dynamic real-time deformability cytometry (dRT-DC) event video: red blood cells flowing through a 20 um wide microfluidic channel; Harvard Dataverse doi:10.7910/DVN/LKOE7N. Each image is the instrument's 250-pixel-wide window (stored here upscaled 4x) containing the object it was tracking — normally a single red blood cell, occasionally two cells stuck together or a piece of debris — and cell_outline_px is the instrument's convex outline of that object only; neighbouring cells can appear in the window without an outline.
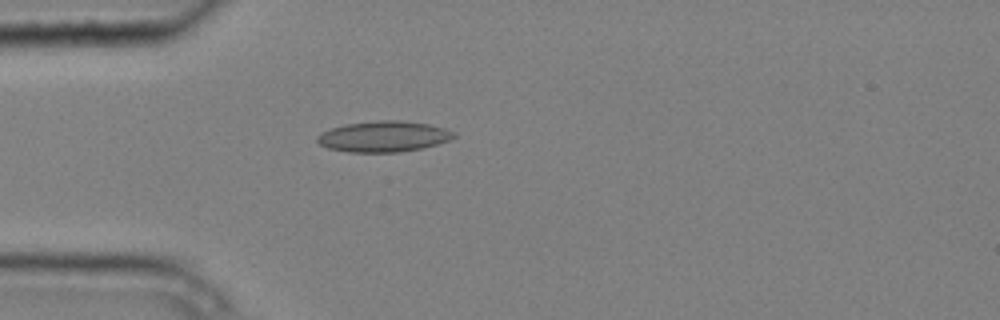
{"species": "common noctule bat (a hibernating species)", "species_latin": "Nyctalus noctula", "temperature_condition": "cold", "stored_images_in_passage": 1, "camera_frame_rate_fps": 3000, "um_per_image_px": 0.085, "animal": {"sex": "male", "body_mass_g": 20.4}, "frame": {"image": 1, "passage_image": 1, "time_ms": 0.0, "image_size_px": [1000, 320], "cell_outline_px": [[456, 136], [448, 140], [424, 148], [400, 152], [348, 152], [328, 148], [320, 144], [316, 140], [316, 136], [320, 132], [332, 128], [348, 124], [380, 120], [400, 120], [428, 124], [444, 128], [456, 132]], "centroid_in_image_um": [32.6, 11.6], "position_along_channel_um": 52.4, "area_um2": 24.51}}